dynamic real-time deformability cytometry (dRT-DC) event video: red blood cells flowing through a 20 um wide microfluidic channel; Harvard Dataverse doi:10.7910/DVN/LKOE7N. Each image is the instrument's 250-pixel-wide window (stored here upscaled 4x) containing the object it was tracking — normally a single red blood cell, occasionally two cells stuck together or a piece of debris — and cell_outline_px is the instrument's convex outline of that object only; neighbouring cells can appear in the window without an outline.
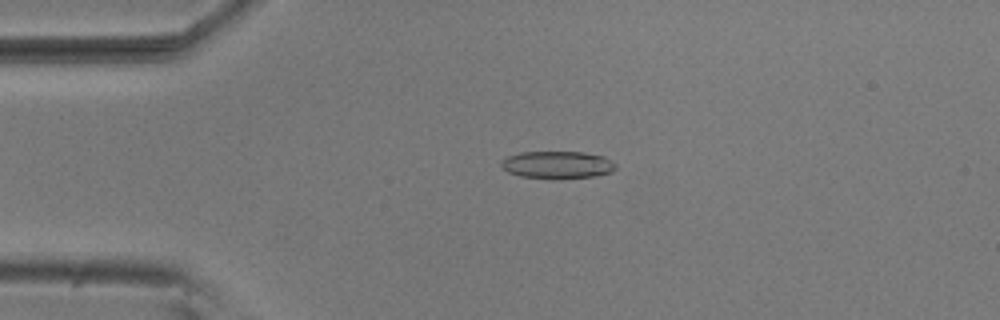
{"species": "common noctule bat (a hibernating species)", "species_latin": "Nyctalus noctula", "temperature_condition": "room temperature", "stored_images_in_passage": 54, "camera_frame_rate_fps": 3000, "um_per_image_px": 0.085, "animal": {"sex": "male", "body_mass_g": 20.5, "forearm_length_mm": 52.5}, "frame": {"image": 1, "passage_image": 12, "time_ms": 3.667, "image_size_px": [1000, 320], "cell_outline_px": [[616, 168], [612, 172], [592, 176], [520, 176], [508, 172], [500, 164], [500, 160], [508, 156], [520, 152], [580, 152], [600, 156], [616, 164]], "centroid_in_image_um": [47.33, 13.97], "position_along_channel_um": 37.7, "area_um2": 17.28}}
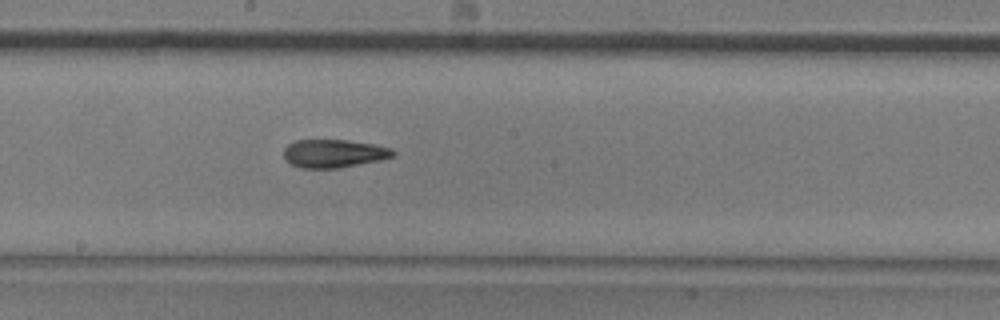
{"frame": {"image": 2, "passage_image": 29, "time_ms": 9.333, "image_size_px": [1000, 320], "cell_outline_px": [[396, 152], [392, 156], [380, 160], [336, 168], [300, 168], [292, 164], [284, 156], [284, 148], [288, 144], [296, 140], [348, 140], [372, 144], [392, 148]], "centroid_in_image_um": [28.37, 13.04], "position_along_channel_um": 219.8, "area_um2": 17.74}}
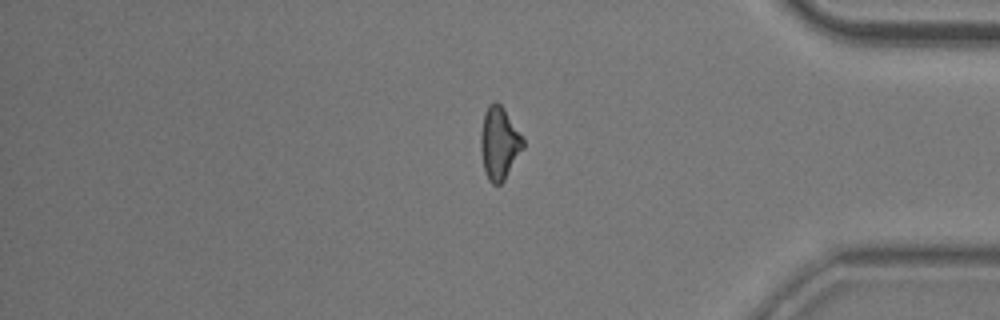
{"frame": {"image": 3, "passage_image": 45, "time_ms": 14.667, "image_size_px": [1000, 320], "cell_outline_px": [[524, 148], [504, 180], [500, 184], [492, 184], [488, 180], [484, 172], [480, 148], [480, 132], [484, 112], [488, 104], [492, 100], [496, 100], [504, 108], [524, 140]], "centroid_in_image_um": [42.41, 12.15], "position_along_channel_um": 392.8, "area_um2": 18.15}, "authors_computed_cell_mechanics": {"area_um2": 18.1492, "velocity_mm_per_s": 3.7227, "shape_relaxation_time_tau1_ms": 7.6247, "shape_relaxation_time_tau2_ms": 3.6442, "deformation_change_tau1": 0.1881, "deformation_change_tau2": 0.1165}}